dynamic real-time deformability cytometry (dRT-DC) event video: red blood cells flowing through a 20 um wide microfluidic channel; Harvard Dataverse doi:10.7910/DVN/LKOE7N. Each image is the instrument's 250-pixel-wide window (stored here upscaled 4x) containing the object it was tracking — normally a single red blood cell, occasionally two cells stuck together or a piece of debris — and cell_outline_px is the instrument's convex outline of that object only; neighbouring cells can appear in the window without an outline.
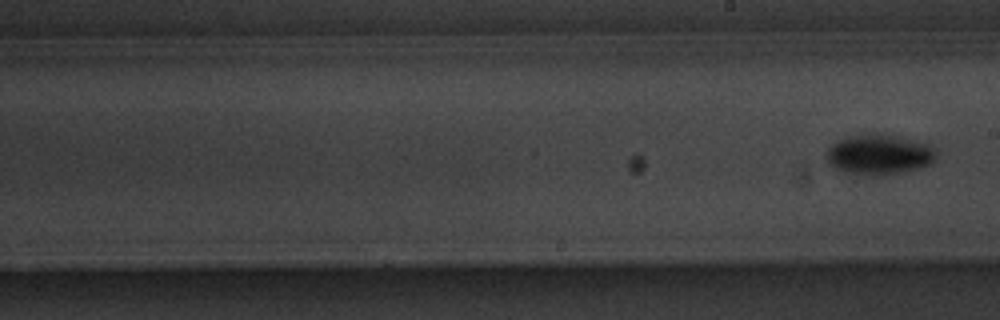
{"species": "common noctule bat (a hibernating species)", "species_latin": "Nyctalus noctula", "temperature_condition": "warm", "stored_images_in_passage": 10, "camera_frame_rate_fps": 3000, "um_per_image_px": 0.085, "animal": {"sex": "male", "body_mass_g": 20.1, "forearm_length_mm": 53.5}, "frame": {"image": 1, "passage_image": 10, "time_ms": 11.333, "image_size_px": [1000, 320], "cell_outline_px": [[936, 160], [932, 164], [920, 168], [904, 172], [876, 176], [868, 176], [848, 172], [832, 168], [824, 160], [824, 152], [836, 140], [848, 136], [876, 132], [896, 136], [932, 144], [936, 148]], "centroid_in_image_um": [74.71, 13.13], "position_along_channel_um": 214.3, "area_um2": 26.65}}